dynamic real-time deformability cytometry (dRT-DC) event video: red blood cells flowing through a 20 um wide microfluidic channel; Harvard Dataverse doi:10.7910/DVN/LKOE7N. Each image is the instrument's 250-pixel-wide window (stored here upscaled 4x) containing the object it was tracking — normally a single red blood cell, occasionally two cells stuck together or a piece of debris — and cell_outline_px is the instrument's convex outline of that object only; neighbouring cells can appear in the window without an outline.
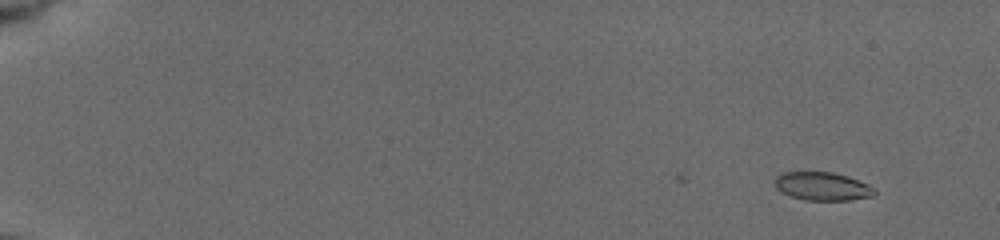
{"species": "common noctule bat (a hibernating species)", "species_latin": "Nyctalus noctula", "temperature_condition": "cold", "stored_images_in_passage": 3, "camera_frame_rate_fps": 3000, "um_per_image_px": 0.085, "animal": {"sex": "female", "body_mass_g": 19.5, "forearm_length_mm": 54.1}, "frame": {"image": 1, "passage_image": 3, "time_ms": 0.667, "image_size_px": [1000, 240], "cell_outline_px": [[876, 192], [872, 196], [848, 200], [804, 200], [780, 192], [776, 188], [776, 176], [780, 172], [832, 172], [848, 176], [868, 184], [876, 188]], "centroid_in_image_um": [69.91, 15.83], "position_along_channel_um": 15.1, "area_um2": 16.47}}